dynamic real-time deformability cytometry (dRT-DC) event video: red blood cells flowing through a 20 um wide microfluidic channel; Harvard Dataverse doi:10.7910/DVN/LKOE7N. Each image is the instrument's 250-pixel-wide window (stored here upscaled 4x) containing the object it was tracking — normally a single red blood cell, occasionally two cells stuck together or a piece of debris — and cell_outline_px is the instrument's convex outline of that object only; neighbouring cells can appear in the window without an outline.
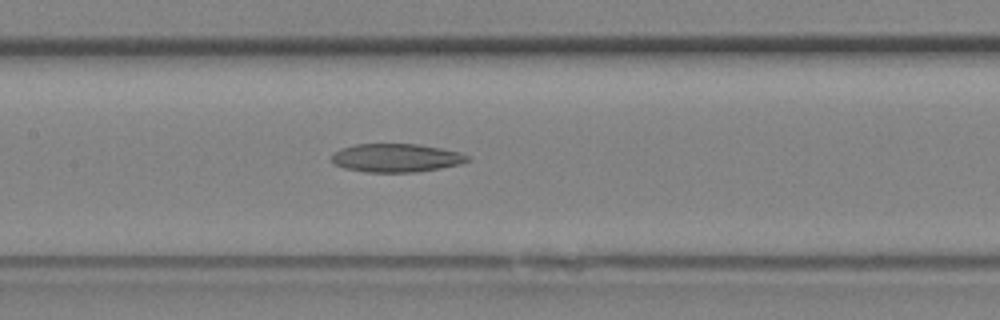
{"species": "Egyptian fruit bat (a non-hibernating species)", "species_latin": "Rousettus aegyptiacus", "temperature_condition": "room temperature", "stored_images_in_passage": 6, "camera_frame_rate_fps": 3000, "um_per_image_px": 0.085, "animal": {"sex": "female"}, "frame": {"image": 1, "passage_image": 6, "time_ms": 1.667, "image_size_px": [1000, 320], "cell_outline_px": [[468, 160], [460, 164], [440, 168], [416, 172], [368, 172], [344, 168], [332, 164], [332, 156], [340, 148], [356, 144], [416, 144], [440, 148], [460, 152], [468, 156]], "centroid_in_image_um": [33.65, 13.42], "position_along_channel_um": 173.8, "area_um2": 22.37}}